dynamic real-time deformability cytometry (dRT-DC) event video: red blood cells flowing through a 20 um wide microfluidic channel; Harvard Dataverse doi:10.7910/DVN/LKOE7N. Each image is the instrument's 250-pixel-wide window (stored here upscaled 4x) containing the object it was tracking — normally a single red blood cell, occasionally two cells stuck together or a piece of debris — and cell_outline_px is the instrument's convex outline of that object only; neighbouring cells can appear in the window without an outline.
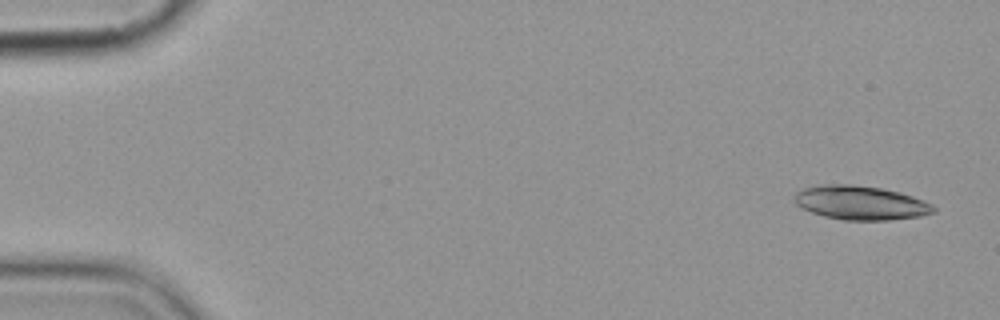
{"species": "common noctule bat (a hibernating species)", "species_latin": "Nyctalus noctula", "temperature_condition": "cold", "stored_images_in_passage": 5, "camera_frame_rate_fps": 3000, "um_per_image_px": 0.085, "animal": {"sex": "female", "body_mass_g": 19.9}, "frame": {"image": 1, "passage_image": 1, "time_ms": 0.0, "image_size_px": [1000, 320], "cell_outline_px": [[936, 212], [920, 216], [888, 220], [844, 220], [824, 216], [812, 212], [796, 204], [792, 200], [792, 196], [796, 192], [804, 188], [820, 184], [852, 184], [880, 188], [900, 192], [924, 200], [932, 204], [936, 208]], "centroid_in_image_um": [73.15, 17.23], "position_along_channel_um": 11.9, "area_um2": 27.69}}
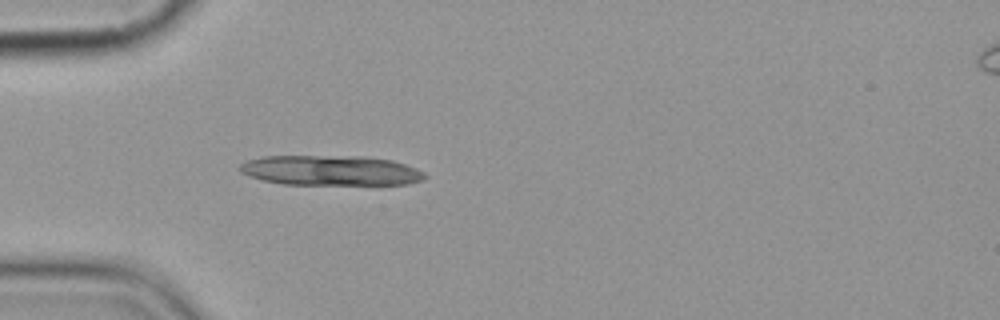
{"frame": {"image": 2, "passage_image": 5, "time_ms": 4.667, "image_size_px": [1000, 320], "cell_outline_px": [[428, 176], [424, 180], [408, 184], [380, 188], [284, 184], [264, 180], [240, 172], [240, 164], [248, 160], [264, 156], [364, 156], [392, 160], [416, 168], [424, 172]], "centroid_in_image_um": [28.27, 14.55], "position_along_channel_um": 56.7, "area_um2": 34.04}}